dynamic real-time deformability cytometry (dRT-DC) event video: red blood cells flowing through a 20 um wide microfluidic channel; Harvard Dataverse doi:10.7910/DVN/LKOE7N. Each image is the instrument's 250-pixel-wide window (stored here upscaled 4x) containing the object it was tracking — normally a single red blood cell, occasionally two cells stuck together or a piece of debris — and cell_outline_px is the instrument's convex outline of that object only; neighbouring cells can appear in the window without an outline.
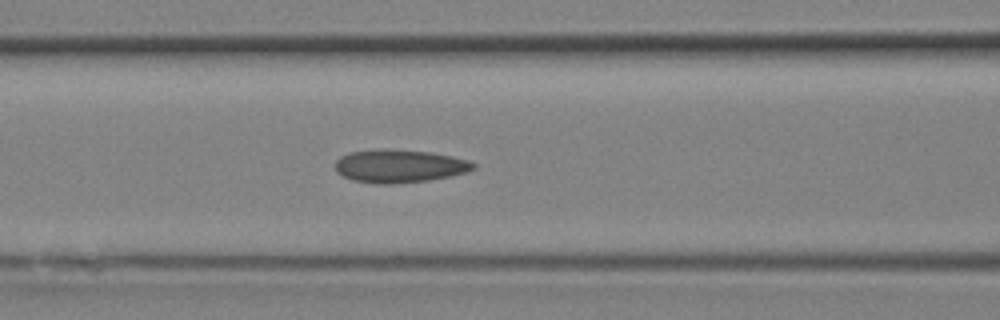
{"species": "Egyptian fruit bat (a non-hibernating species)", "species_latin": "Rousettus aegyptiacus", "temperature_condition": "room temperature", "stored_images_in_passage": 11, "camera_frame_rate_fps": 3000, "um_per_image_px": 0.085, "animal": {"sex": "female"}, "frame": {"image": 1, "passage_image": 10, "time_ms": 3.0, "image_size_px": [1000, 320], "cell_outline_px": [[476, 168], [468, 172], [428, 180], [392, 184], [376, 184], [352, 180], [336, 172], [336, 160], [340, 156], [348, 152], [380, 148], [384, 148], [432, 152], [452, 156], [468, 160], [476, 164]], "centroid_in_image_um": [33.94, 14.1], "position_along_channel_um": 132.7, "area_um2": 26.88}}